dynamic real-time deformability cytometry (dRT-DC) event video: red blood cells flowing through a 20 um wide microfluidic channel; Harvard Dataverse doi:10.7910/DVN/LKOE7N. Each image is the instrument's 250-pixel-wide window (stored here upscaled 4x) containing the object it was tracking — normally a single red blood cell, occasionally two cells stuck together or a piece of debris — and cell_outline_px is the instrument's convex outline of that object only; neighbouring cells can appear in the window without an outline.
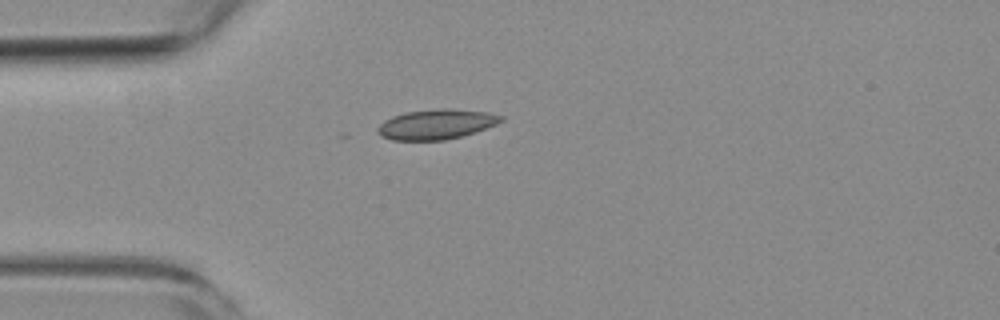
{"species": "common noctule bat (a hibernating species)", "species_latin": "Nyctalus noctula", "temperature_condition": "room temperature", "stored_images_in_passage": 6, "camera_frame_rate_fps": 3000, "um_per_image_px": 0.085, "animal": {"sex": "female", "body_mass_g": 19.3, "forearm_length_mm": 54.1}, "frame": {"image": 1, "passage_image": 6, "time_ms": 6.0, "image_size_px": [1000, 320], "cell_outline_px": [[504, 120], [496, 124], [476, 132], [444, 140], [392, 140], [380, 136], [376, 132], [376, 128], [384, 120], [392, 116], [404, 112], [436, 108], [448, 108], [488, 112], [504, 116]], "centroid_in_image_um": [37.06, 10.55], "position_along_channel_um": 47.9, "area_um2": 21.79}}